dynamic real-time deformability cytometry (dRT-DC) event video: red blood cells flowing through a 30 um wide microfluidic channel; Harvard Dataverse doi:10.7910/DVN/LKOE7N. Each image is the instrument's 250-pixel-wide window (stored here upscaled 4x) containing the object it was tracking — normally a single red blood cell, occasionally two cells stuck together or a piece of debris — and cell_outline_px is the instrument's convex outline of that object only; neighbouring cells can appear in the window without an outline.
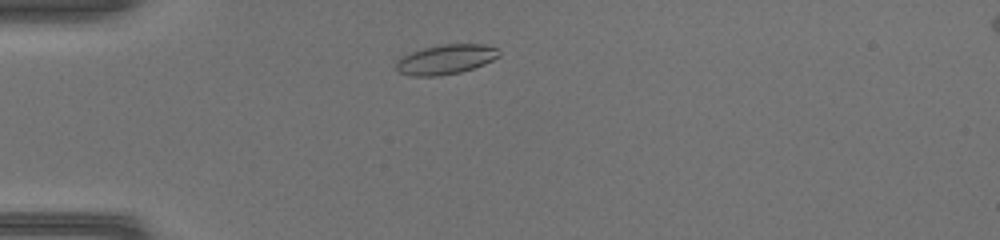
{"species": "common noctule bat (a hibernating species)", "species_latin": "Nyctalus noctula", "temperature_condition": "warm", "stored_images_in_passage": 39, "camera_frame_rate_fps": 3000, "um_per_image_px": 0.085, "animal": {"sex": "female", "body_mass_g": 17.0, "forearm_length_mm": 48.0}, "frame": {"image": 1, "passage_image": 4, "time_ms": 1.0, "image_size_px": [1000, 240], "cell_outline_px": [[500, 56], [484, 64], [460, 72], [436, 76], [412, 76], [400, 72], [396, 68], [396, 60], [412, 52], [424, 48], [444, 44], [484, 44], [496, 48], [500, 52]], "centroid_in_image_um": [37.9, 5.05], "position_along_channel_um": 47.1, "area_um2": 17.57}}
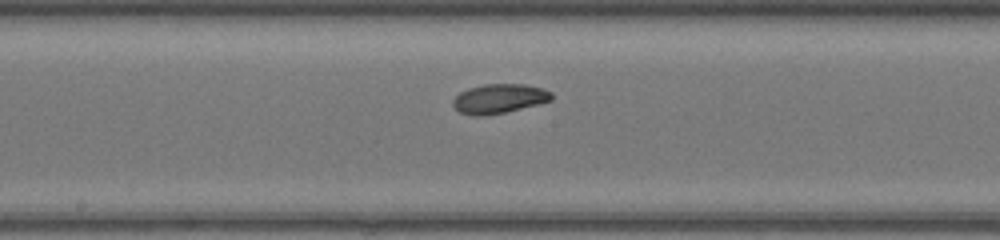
{"frame": {"image": 2, "passage_image": 17, "time_ms": 5.333, "image_size_px": [1000, 240], "cell_outline_px": [[552, 100], [540, 104], [504, 112], [484, 116], [472, 116], [460, 112], [452, 104], [452, 100], [460, 92], [468, 88], [484, 84], [524, 84], [544, 88], [552, 92]], "centroid_in_image_um": [42.44, 8.38], "position_along_channel_um": 205.8, "area_um2": 16.99}}
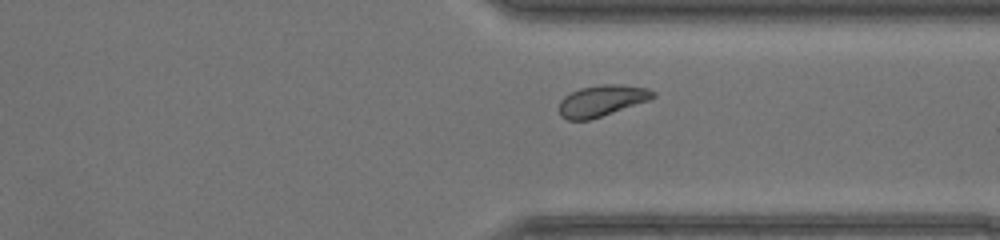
{"frame": {"image": 3, "passage_image": 28, "time_ms": 9.0, "image_size_px": [1000, 240], "cell_outline_px": [[656, 96], [648, 100], [588, 120], [568, 120], [560, 116], [560, 100], [564, 96], [580, 88], [600, 84], [620, 84], [648, 88], [656, 92]], "centroid_in_image_um": [51.15, 8.54], "position_along_channel_um": 360.3, "area_um2": 16.88}, "authors_computed_cell_mechanics": {"area_um2": 17.34, "velocity_mm_per_s": 4.2225, "shape_relaxation_time_tau1_ms": 3.8174, "shape_relaxation_time_tau2_ms": null, "deformation_change_tau1": 0.1257, "deformation_change_tau2": null}}